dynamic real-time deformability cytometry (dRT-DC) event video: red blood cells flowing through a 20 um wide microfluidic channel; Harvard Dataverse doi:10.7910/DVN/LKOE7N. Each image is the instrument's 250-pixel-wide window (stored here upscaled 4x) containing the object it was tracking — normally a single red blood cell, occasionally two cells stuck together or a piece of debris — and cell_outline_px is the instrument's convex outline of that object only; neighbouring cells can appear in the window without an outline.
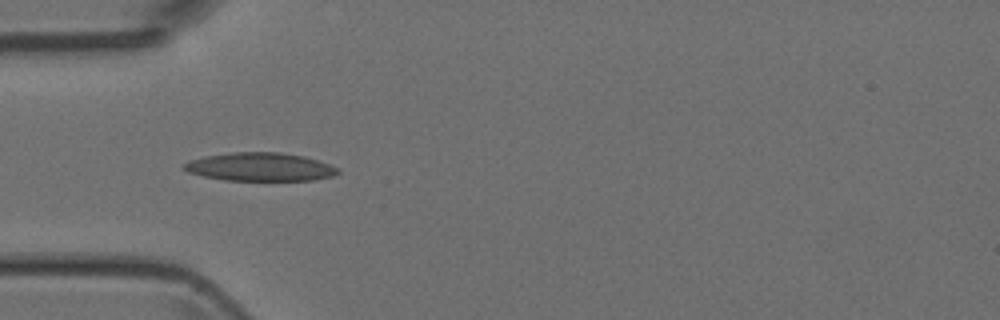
{"species": "Egyptian fruit bat (a non-hibernating species)", "species_latin": "Rousettus aegyptiacus", "temperature_condition": "room temperature", "stored_images_in_passage": 15, "camera_frame_rate_fps": 3000, "um_per_image_px": 0.085, "animal": {"sex": "female"}, "frame": {"image": 1, "passage_image": 5, "time_ms": 1.333, "image_size_px": [1000, 320], "cell_outline_px": [[340, 172], [332, 176], [312, 180], [224, 180], [204, 176], [188, 172], [184, 168], [184, 164], [188, 160], [204, 156], [232, 152], [280, 152], [304, 156], [340, 168]], "centroid_in_image_um": [22.1, 14.18], "position_along_channel_um": 62.9, "area_um2": 25.32}}